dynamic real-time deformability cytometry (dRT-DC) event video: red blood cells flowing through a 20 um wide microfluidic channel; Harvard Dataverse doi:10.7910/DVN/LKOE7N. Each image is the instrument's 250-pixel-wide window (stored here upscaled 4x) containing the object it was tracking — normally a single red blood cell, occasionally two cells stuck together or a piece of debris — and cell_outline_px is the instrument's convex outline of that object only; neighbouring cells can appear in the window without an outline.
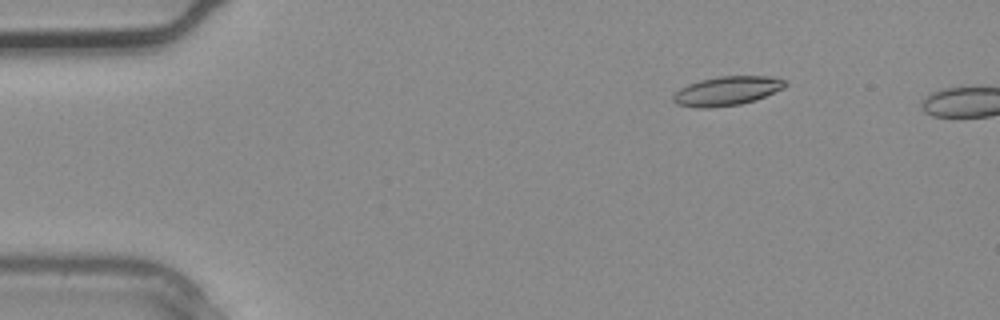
{"species": "common noctule bat (a hibernating species)", "species_latin": "Nyctalus noctula", "temperature_condition": "warm", "stored_images_in_passage": 4, "camera_frame_rate_fps": 3000, "um_per_image_px": 0.085, "animal": {"sex": "male", "body_mass_g": 20.4}, "frame": {"image": 1, "passage_image": 2, "time_ms": 0.333, "image_size_px": [1000, 320], "cell_outline_px": [[788, 84], [784, 88], [756, 100], [740, 104], [708, 108], [696, 108], [676, 104], [672, 100], [672, 96], [680, 88], [688, 84], [700, 80], [720, 76], [768, 76], [784, 80]], "centroid_in_image_um": [61.77, 7.73], "position_along_channel_um": 23.2, "area_um2": 19.02}}